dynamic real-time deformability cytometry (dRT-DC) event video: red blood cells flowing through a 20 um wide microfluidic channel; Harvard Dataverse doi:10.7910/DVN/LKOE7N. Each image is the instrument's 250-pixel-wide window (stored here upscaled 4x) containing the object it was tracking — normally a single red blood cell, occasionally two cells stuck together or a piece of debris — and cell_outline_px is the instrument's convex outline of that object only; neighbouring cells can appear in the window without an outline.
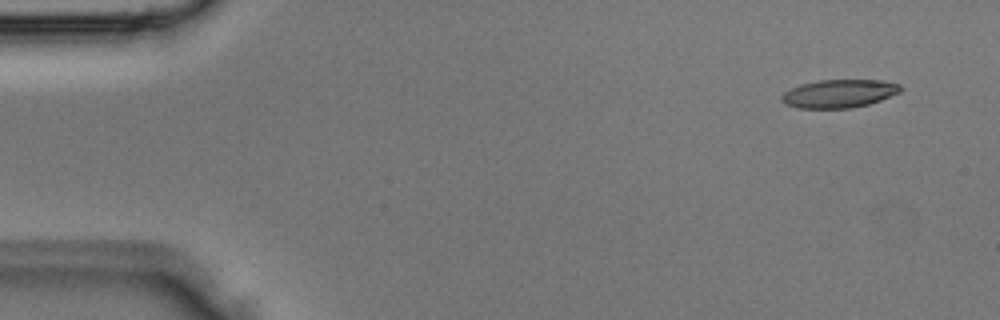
{"species": "Egyptian fruit bat (a non-hibernating species)", "species_latin": "Rousettus aegyptiacus", "temperature_condition": "room temperature", "stored_images_in_passage": 4, "camera_frame_rate_fps": 3000, "um_per_image_px": 0.085, "animal": {"sex": "male"}, "frame": {"image": 1, "passage_image": 1, "time_ms": 0.0, "image_size_px": [1000, 320], "cell_outline_px": [[900, 92], [880, 100], [868, 104], [852, 108], [796, 108], [784, 104], [780, 100], [780, 96], [784, 92], [800, 84], [820, 80], [880, 80], [900, 84]], "centroid_in_image_um": [71.27, 7.96], "position_along_channel_um": 13.7, "area_um2": 19.54}}
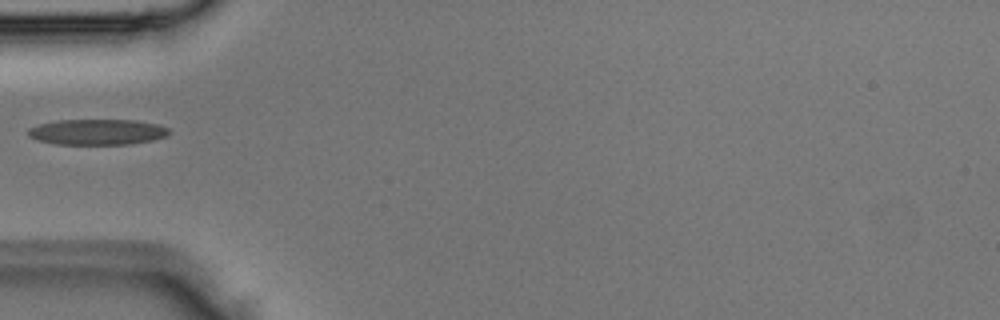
{"frame": {"image": 2, "passage_image": 4, "time_ms": 1.0, "image_size_px": [1000, 320], "cell_outline_px": [[168, 136], [152, 140], [128, 144], [56, 144], [36, 140], [28, 136], [28, 128], [40, 124], [56, 120], [136, 120], [160, 124], [168, 128]], "centroid_in_image_um": [8.26, 11.21], "position_along_channel_um": 76.7, "area_um2": 21.15}}